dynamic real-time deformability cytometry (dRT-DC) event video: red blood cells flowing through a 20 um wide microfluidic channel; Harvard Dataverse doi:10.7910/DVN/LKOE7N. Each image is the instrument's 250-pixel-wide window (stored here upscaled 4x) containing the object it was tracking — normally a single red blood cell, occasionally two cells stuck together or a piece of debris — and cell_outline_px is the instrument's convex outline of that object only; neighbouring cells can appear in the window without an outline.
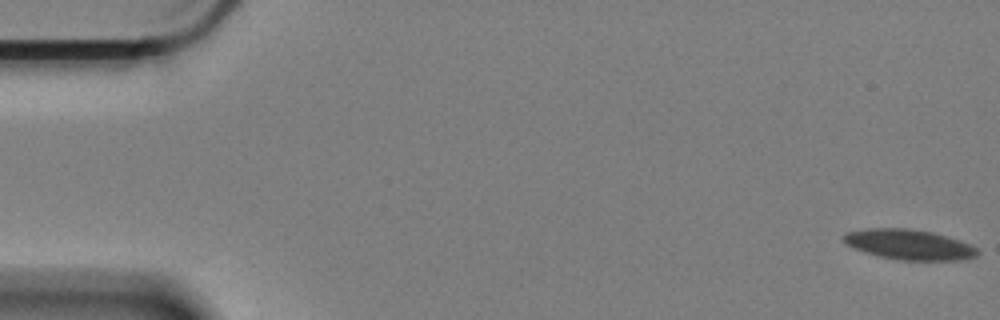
{"species": "Egyptian fruit bat (a non-hibernating species)", "species_latin": "Rousettus aegyptiacus", "temperature_condition": "cold", "stored_images_in_passage": 61, "camera_frame_rate_fps": 3000, "um_per_image_px": 0.085, "animal": {"sex": "female"}, "frame": {"image": 1, "passage_image": 1, "time_ms": 0.0, "image_size_px": [1000, 320], "cell_outline_px": [[980, 252], [976, 256], [964, 260], [900, 260], [880, 256], [844, 244], [840, 236], [844, 232], [868, 228], [908, 228], [932, 232], [960, 240], [972, 244]], "centroid_in_image_um": [77.27, 20.77], "position_along_channel_um": 7.7, "area_um2": 23.7}}
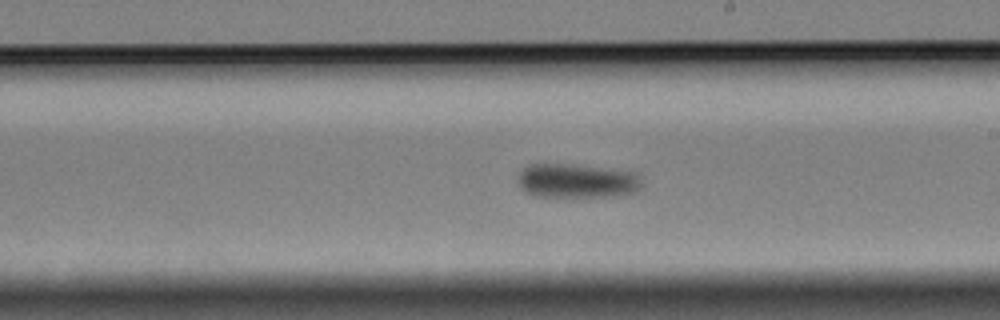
{"frame": {"image": 2, "passage_image": 35, "time_ms": 11.333, "image_size_px": [1000, 320], "cell_outline_px": [[644, 184], [636, 192], [616, 196], [532, 196], [524, 192], [520, 188], [516, 180], [520, 172], [528, 164], [572, 164], [636, 172], [640, 176]], "centroid_in_image_um": [49.03, 15.37], "position_along_channel_um": 240.0, "area_um2": 25.03}}
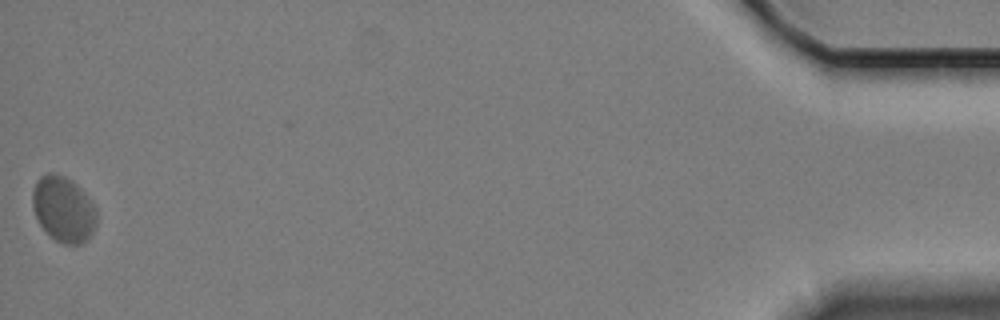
{"frame": {"image": 3, "passage_image": 61, "time_ms": 20.0, "image_size_px": [1000, 320], "cell_outline_px": [[96, 224], [92, 232], [80, 244], [64, 244], [56, 240], [40, 224], [36, 216], [32, 204], [32, 192], [36, 180], [40, 176], [48, 172], [52, 172], [64, 176], [72, 180], [80, 188], [96, 208]], "centroid_in_image_um": [5.37, 17.74], "position_along_channel_um": 429.8, "area_um2": 24.22}, "authors_computed_cell_mechanics": {"area_um2": 24.2182, "velocity_mm_per_s": 3.2619, "shape_relaxation_time_tau1_ms": 8.7649, "shape_relaxation_time_tau2_ms": null, "deformation_change_tau1": 0.0934, "deformation_change_tau2": null}}